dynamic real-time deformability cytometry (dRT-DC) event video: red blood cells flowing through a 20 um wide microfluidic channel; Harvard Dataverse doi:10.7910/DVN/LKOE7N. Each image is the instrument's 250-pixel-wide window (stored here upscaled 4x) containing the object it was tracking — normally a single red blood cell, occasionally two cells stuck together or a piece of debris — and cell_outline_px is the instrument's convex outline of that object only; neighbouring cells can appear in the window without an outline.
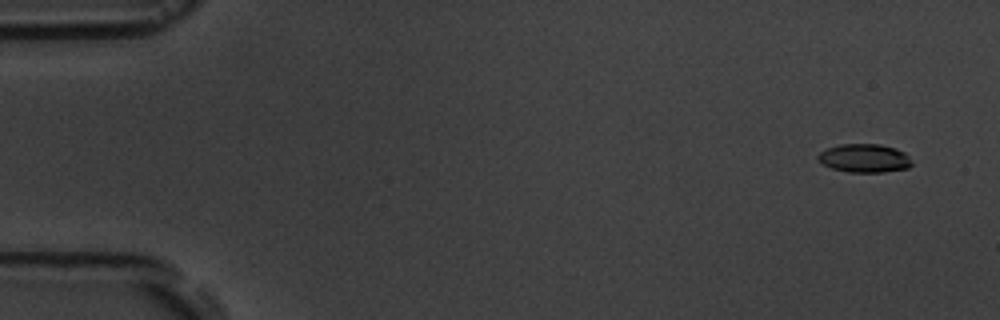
{"species": "common noctule bat (a hibernating species)", "species_latin": "Nyctalus noctula", "temperature_condition": "room temperature", "stored_images_in_passage": 5, "camera_frame_rate_fps": 3000, "um_per_image_px": 0.085, "animal": {"sex": "male", "body_mass_g": 19.5, "forearm_length_mm": 54.6}, "frame": {"image": 1, "passage_image": 1, "time_ms": 0.0, "image_size_px": [1000, 320], "cell_outline_px": [[912, 164], [908, 168], [884, 172], [848, 172], [832, 168], [816, 160], [816, 156], [820, 152], [828, 148], [840, 144], [880, 144], [896, 148], [904, 152], [908, 156]], "centroid_in_image_um": [73.46, 13.44], "position_along_channel_um": 11.5, "area_um2": 15.61}}
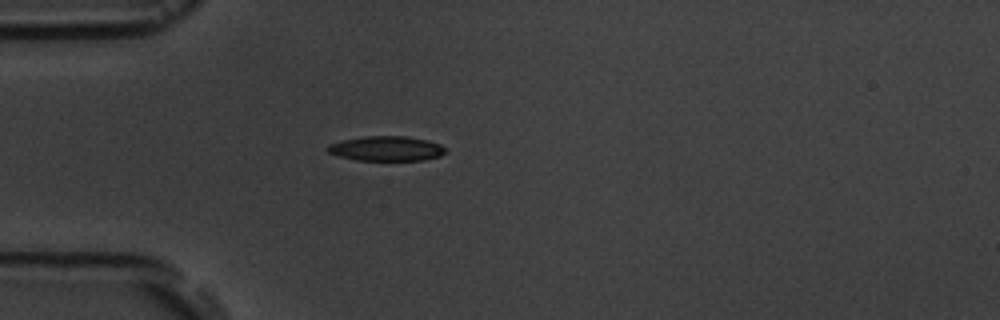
{"frame": {"image": 2, "passage_image": 5, "time_ms": 4.333, "image_size_px": [1000, 320], "cell_outline_px": [[444, 152], [440, 156], [424, 160], [356, 160], [340, 156], [328, 152], [324, 148], [328, 144], [344, 140], [364, 136], [404, 136], [428, 140], [440, 144], [444, 148]], "centroid_in_image_um": [32.82, 12.62], "position_along_channel_um": 52.2, "area_um2": 16.94}}